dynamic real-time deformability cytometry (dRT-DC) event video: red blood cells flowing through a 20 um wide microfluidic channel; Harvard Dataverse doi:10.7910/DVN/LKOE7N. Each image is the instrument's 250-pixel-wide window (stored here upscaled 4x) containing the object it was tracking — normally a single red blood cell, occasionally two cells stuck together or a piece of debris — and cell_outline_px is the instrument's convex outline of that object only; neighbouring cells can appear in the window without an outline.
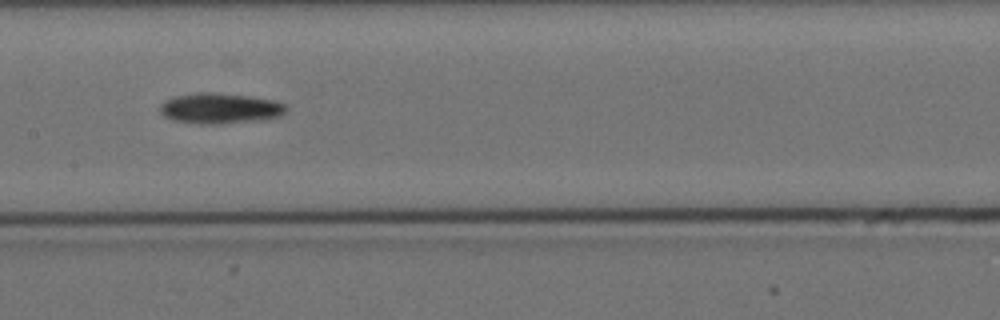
{"species": "Egyptian fruit bat (a non-hibernating species)", "species_latin": "Rousettus aegyptiacus", "temperature_condition": "cold", "stored_images_in_passage": 13, "camera_frame_rate_fps": 3000, "um_per_image_px": 0.085, "animal": {"sex": "female"}, "frame": {"image": 1, "passage_image": 6, "time_ms": 5.667, "image_size_px": [1000, 320], "cell_outline_px": [[288, 112], [280, 116], [264, 120], [216, 124], [200, 124], [172, 120], [164, 116], [160, 112], [160, 104], [164, 100], [176, 96], [200, 92], [212, 92], [248, 96], [276, 100], [288, 104]], "centroid_in_image_um": [18.76, 9.21], "position_along_channel_um": 188.6, "area_um2": 22.83}}
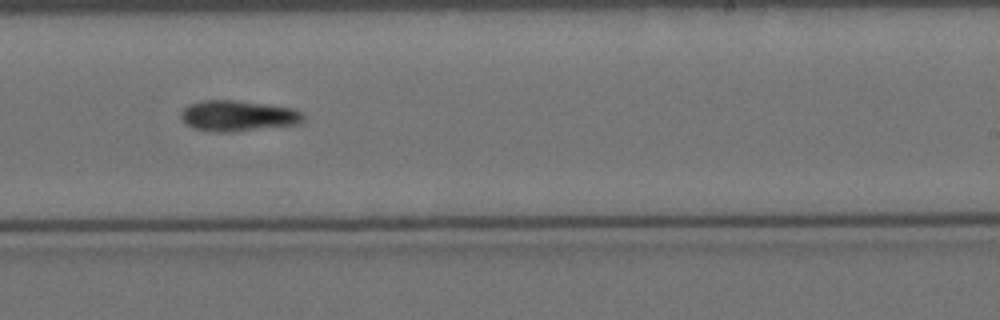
{"frame": {"image": 2, "passage_image": 8, "time_ms": 8.0, "image_size_px": [1000, 320], "cell_outline_px": [[304, 120], [300, 124], [232, 132], [216, 132], [192, 128], [184, 124], [180, 116], [180, 112], [188, 104], [200, 100], [232, 100], [296, 108], [304, 112]], "centroid_in_image_um": [20.22, 9.85], "position_along_channel_um": 268.8, "area_um2": 22.31}}
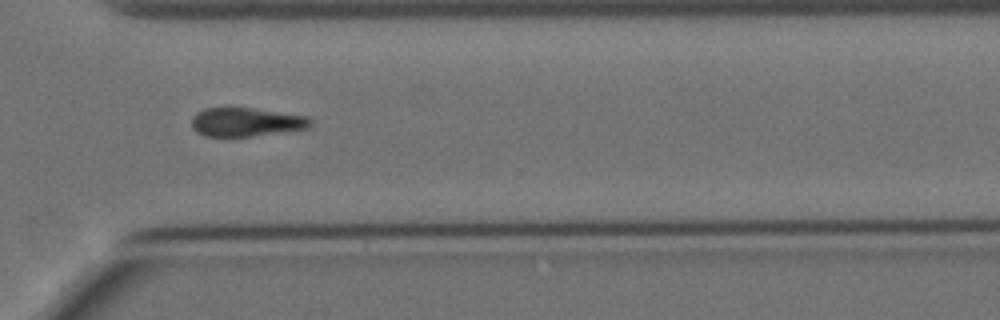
{"frame": {"image": 3, "passage_image": 10, "time_ms": 10.333, "image_size_px": [1000, 320], "cell_outline_px": [[312, 124], [308, 128], [252, 136], [204, 136], [196, 132], [192, 128], [192, 116], [196, 112], [204, 108], [252, 108], [308, 116], [312, 120]], "centroid_in_image_um": [20.9, 10.37], "position_along_channel_um": 349.7, "area_um2": 19.88}}